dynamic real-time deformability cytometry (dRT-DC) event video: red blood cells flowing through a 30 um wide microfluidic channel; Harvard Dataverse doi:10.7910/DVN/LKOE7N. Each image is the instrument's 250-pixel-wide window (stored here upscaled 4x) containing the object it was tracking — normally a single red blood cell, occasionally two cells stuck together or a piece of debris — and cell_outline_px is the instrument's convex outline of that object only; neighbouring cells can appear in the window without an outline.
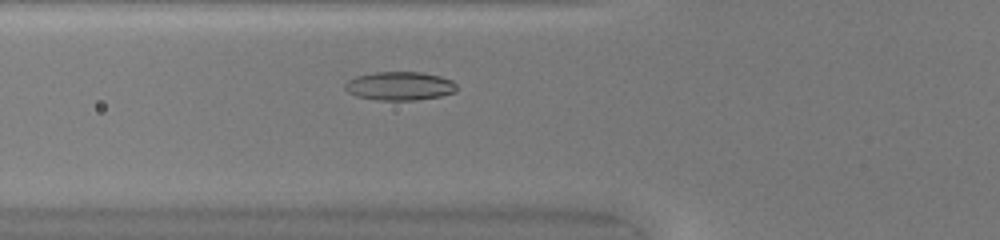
{"species": "common noctule bat (a hibernating species)", "species_latin": "Nyctalus noctula", "temperature_condition": "warm", "stored_images_in_passage": 40, "camera_frame_rate_fps": 3000, "um_per_image_px": 0.085, "animal": {"sex": "female", "body_mass_g": 20.0, "forearm_length_mm": 54.0}, "frame": {"image": 1, "passage_image": 9, "time_ms": 2.667, "image_size_px": [1000, 240], "cell_outline_px": [[456, 92], [440, 96], [416, 100], [376, 100], [356, 96], [348, 92], [344, 88], [344, 84], [348, 80], [356, 76], [372, 72], [420, 72], [440, 76], [452, 80], [456, 84]], "centroid_in_image_um": [33.95, 7.31], "position_along_channel_um": 91.8, "area_um2": 18.73}}
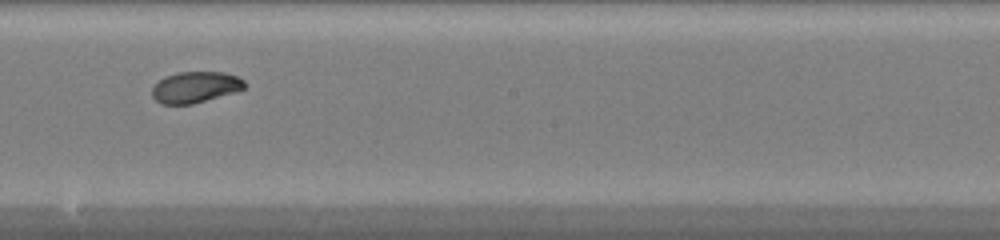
{"frame": {"image": 2, "passage_image": 19, "time_ms": 6.0, "image_size_px": [1000, 240], "cell_outline_px": [[244, 88], [236, 92], [192, 104], [160, 104], [152, 96], [152, 88], [160, 80], [176, 72], [224, 72], [236, 76], [244, 80]], "centroid_in_image_um": [16.6, 7.41], "position_along_channel_um": 231.6, "area_um2": 16.65}}
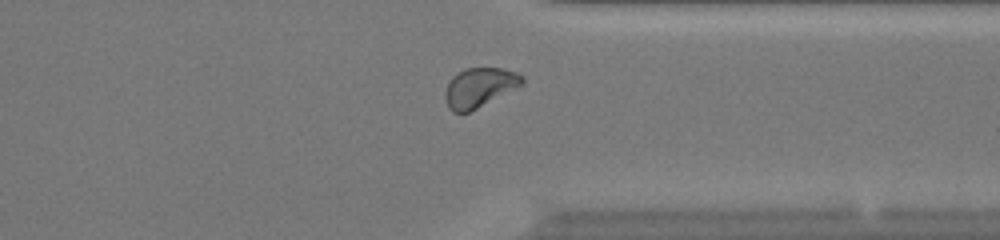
{"frame": {"image": 3, "passage_image": 29, "time_ms": 9.333, "image_size_px": [1000, 240], "cell_outline_px": [[524, 84], [468, 112], [452, 112], [448, 108], [444, 96], [444, 92], [452, 76], [464, 68], [504, 68], [516, 72], [524, 76]], "centroid_in_image_um": [40.75, 7.42], "position_along_channel_um": 370.7, "area_um2": 17.63}, "authors_computed_cell_mechanics": {"area_um2": 17.7735, "velocity_mm_per_s": 4.1974, "shape_relaxation_time_tau1_ms": 6.8229, "shape_relaxation_time_tau2_ms": 6.8069, "deformation_change_tau1": 0.1731, "deformation_change_tau2": 0.0772}}